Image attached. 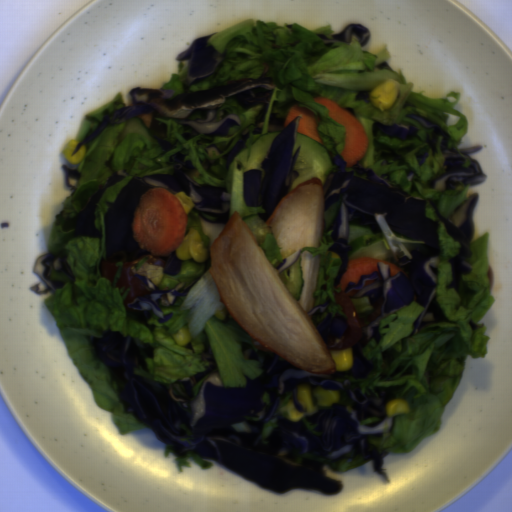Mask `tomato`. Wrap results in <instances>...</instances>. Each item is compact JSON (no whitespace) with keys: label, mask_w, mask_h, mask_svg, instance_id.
Returning <instances> with one entry per match:
<instances>
[{"label":"tomato","mask_w":512,"mask_h":512,"mask_svg":"<svg viewBox=\"0 0 512 512\" xmlns=\"http://www.w3.org/2000/svg\"><path fill=\"white\" fill-rule=\"evenodd\" d=\"M334 299L346 316L347 327L340 339H329L327 347L331 353L332 350H345L354 347L362 338L363 328L370 325L381 314V309H378L373 315L360 322L358 311L344 291L334 293Z\"/></svg>","instance_id":"512abeb7"},{"label":"tomato","mask_w":512,"mask_h":512,"mask_svg":"<svg viewBox=\"0 0 512 512\" xmlns=\"http://www.w3.org/2000/svg\"><path fill=\"white\" fill-rule=\"evenodd\" d=\"M129 274L131 276V283L134 287L135 294H134V296H131L130 293L128 292V294L125 298L124 304L126 306V310L129 313L136 314L137 316H141V315H143L144 311H139L137 309L129 307V306H127V304L130 303L131 301H133L138 296H147L148 294H150L153 291V289H151L149 286H147L143 281L136 278L135 273L133 272V269H131V268L129 269Z\"/></svg>","instance_id":"da07e99c"},{"label":"tomato","mask_w":512,"mask_h":512,"mask_svg":"<svg viewBox=\"0 0 512 512\" xmlns=\"http://www.w3.org/2000/svg\"><path fill=\"white\" fill-rule=\"evenodd\" d=\"M144 258H148L147 261L149 264H155V263H157L158 256H153L152 254H149V255L142 256L135 261L125 262L124 264H122L121 273H120L118 281L116 283V289L120 288V287H125V289L127 290L130 287L126 268H127V266H133V265L140 263Z\"/></svg>","instance_id":"590e3db6"},{"label":"tomato","mask_w":512,"mask_h":512,"mask_svg":"<svg viewBox=\"0 0 512 512\" xmlns=\"http://www.w3.org/2000/svg\"><path fill=\"white\" fill-rule=\"evenodd\" d=\"M118 267L115 262L109 260H102L100 263V273L104 277H106L111 282L113 281L116 273L118 272Z\"/></svg>","instance_id":"269afe34"},{"label":"tomato","mask_w":512,"mask_h":512,"mask_svg":"<svg viewBox=\"0 0 512 512\" xmlns=\"http://www.w3.org/2000/svg\"><path fill=\"white\" fill-rule=\"evenodd\" d=\"M488 277H489V287L493 289L494 282H495V273H494L492 267H490L489 265H488Z\"/></svg>","instance_id":"8d92a7de"}]
</instances>
